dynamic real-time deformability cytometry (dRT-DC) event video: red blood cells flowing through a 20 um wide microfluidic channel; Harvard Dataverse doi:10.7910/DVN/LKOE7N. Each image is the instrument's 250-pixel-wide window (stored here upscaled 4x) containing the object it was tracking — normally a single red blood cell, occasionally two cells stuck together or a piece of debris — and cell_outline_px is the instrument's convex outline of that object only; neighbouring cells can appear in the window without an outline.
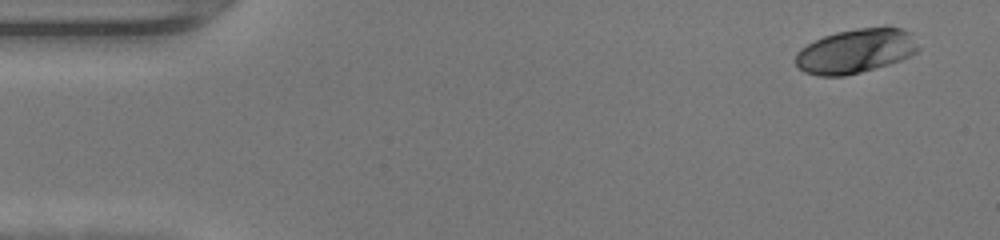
{"species": "human", "species_latin": "Homo sapiens", "temperature_condition": "warm", "stored_images_in_passage": 46, "camera_frame_rate_fps": 3000, "um_per_image_px": 0.085, "donor": {"sex": "female"}, "frame": {"image": 1, "passage_image": 1, "time_ms": 0.0, "image_size_px": [1000, 240], "cell_outline_px": [[920, 48], [916, 52], [900, 60], [888, 64], [860, 72], [844, 76], [820, 76], [804, 72], [796, 64], [796, 52], [800, 48], [824, 36], [836, 32], [856, 28], [884, 24], [888, 24], [900, 28], [908, 32]], "centroid_in_image_um": [72.74, 4.3], "position_along_channel_um": 12.3, "area_um2": 31.85}}
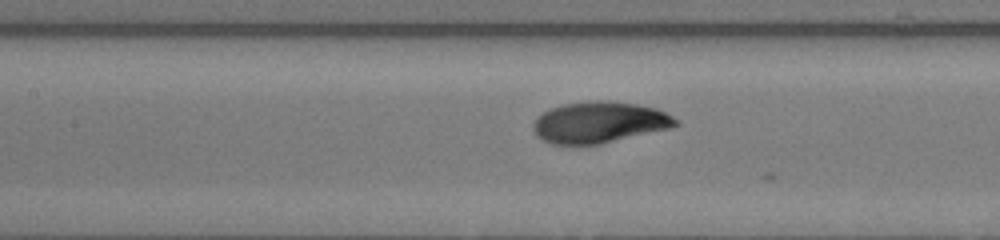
{"frame": {"image": 2, "passage_image": 20, "time_ms": 6.333, "image_size_px": [1000, 240], "cell_outline_px": [[680, 124], [672, 128], [600, 144], [552, 144], [536, 136], [532, 128], [532, 124], [544, 112], [552, 108], [564, 104], [596, 100], [608, 100], [636, 104], [656, 108], [680, 120]], "centroid_in_image_um": [50.99, 10.4], "position_along_channel_um": 156.4, "area_um2": 34.22}}
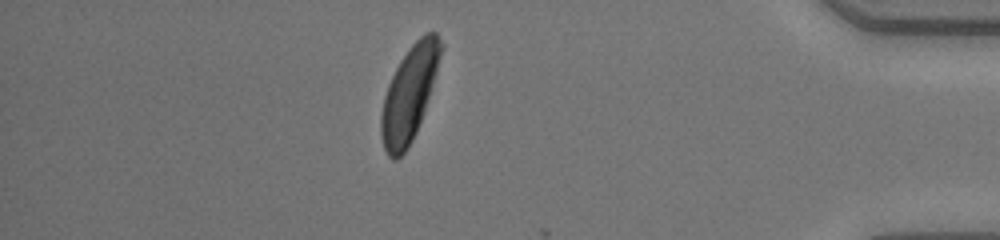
{"frame": {"image": 3, "passage_image": 40, "time_ms": 13.0, "image_size_px": [1000, 240], "cell_outline_px": [[444, 48], [424, 112], [416, 132], [408, 148], [396, 160], [392, 160], [388, 156], [384, 148], [380, 132], [380, 116], [384, 96], [388, 84], [400, 60], [412, 44], [424, 32], [436, 32], [444, 44]], "centroid_in_image_um": [34.79, 7.95], "position_along_channel_um": 400.4, "area_um2": 33.0}, "authors_computed_cell_mechanics": {"area_um2": 32.7148, "velocity_mm_per_s": 4.3211, "shape_relaxation_time_tau1_ms": 2.309, "shape_relaxation_time_tau2_ms": null, "deformation_change_tau1": 0.1492, "deformation_change_tau2": null}}